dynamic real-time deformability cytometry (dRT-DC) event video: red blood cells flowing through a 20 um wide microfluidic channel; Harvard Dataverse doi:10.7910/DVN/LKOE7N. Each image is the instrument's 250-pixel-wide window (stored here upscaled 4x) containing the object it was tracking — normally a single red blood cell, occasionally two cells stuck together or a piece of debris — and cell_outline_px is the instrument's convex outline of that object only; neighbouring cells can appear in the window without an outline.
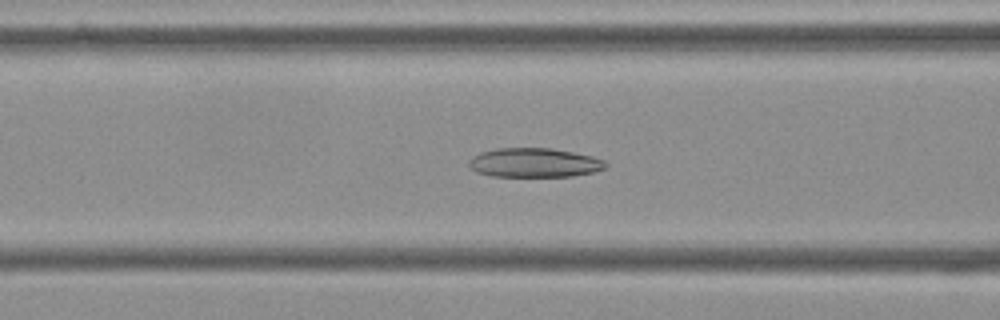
{"species": "Egyptian fruit bat (a non-hibernating species)", "species_latin": "Rousettus aegyptiacus", "temperature_condition": "cold", "stored_images_in_passage": 57, "segment_of_instrument_passage": [1, 2], "camera_frame_rate_fps": 3000, "um_per_image_px": 0.085, "frame": {"image": 1, "passage_image": 22, "time_ms": 7.0, "image_size_px": [1000, 320], "cell_outline_px": [[608, 164], [604, 168], [592, 172], [572, 176], [492, 176], [476, 172], [468, 164], [468, 160], [472, 156], [480, 152], [496, 148], [552, 148], [592, 156], [604, 160]], "centroid_in_image_um": [45.38, 13.82], "position_along_channel_um": 121.2, "area_um2": 23.24}}
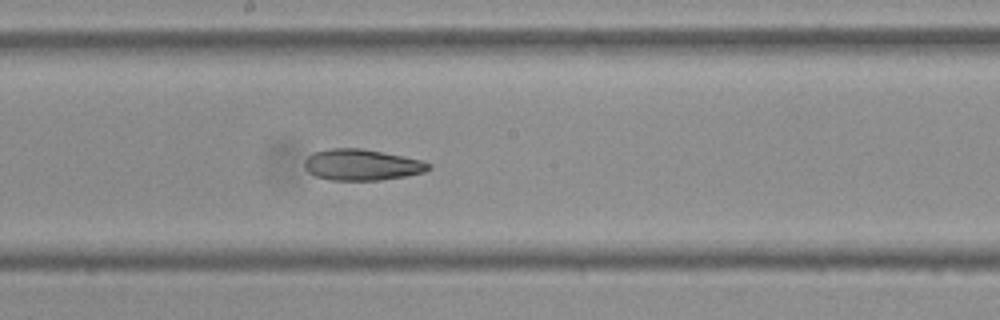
{"frame": {"image": 2, "passage_image": 30, "time_ms": 9.667, "image_size_px": [1000, 320], "cell_outline_px": [[432, 168], [424, 172], [408, 176], [380, 180], [332, 180], [316, 176], [308, 172], [304, 168], [304, 160], [308, 156], [316, 152], [332, 148], [360, 148], [404, 156], [424, 160], [432, 164]], "centroid_in_image_um": [30.8, 14.01], "position_along_channel_um": 217.4, "area_um2": 22.66}}
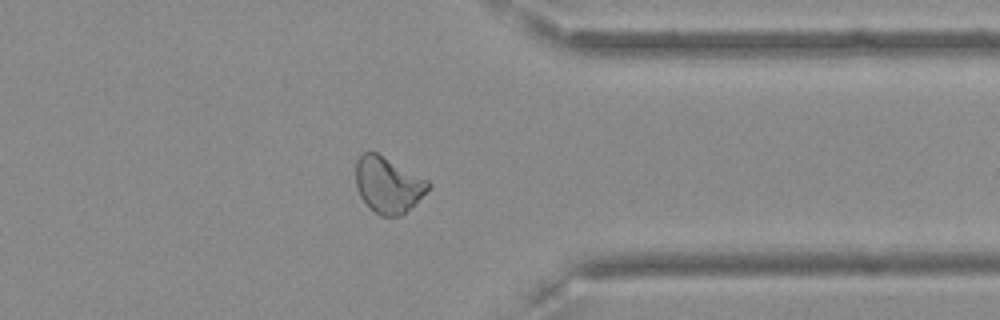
{"frame": {"image": 3, "passage_image": 44, "time_ms": 14.333, "image_size_px": [1000, 320], "cell_outline_px": [[432, 184], [400, 216], [380, 216], [360, 196], [356, 188], [356, 160], [364, 152], [376, 152], [428, 180]], "centroid_in_image_um": [32.94, 15.68], "position_along_channel_um": 378.5, "area_um2": 22.95}}